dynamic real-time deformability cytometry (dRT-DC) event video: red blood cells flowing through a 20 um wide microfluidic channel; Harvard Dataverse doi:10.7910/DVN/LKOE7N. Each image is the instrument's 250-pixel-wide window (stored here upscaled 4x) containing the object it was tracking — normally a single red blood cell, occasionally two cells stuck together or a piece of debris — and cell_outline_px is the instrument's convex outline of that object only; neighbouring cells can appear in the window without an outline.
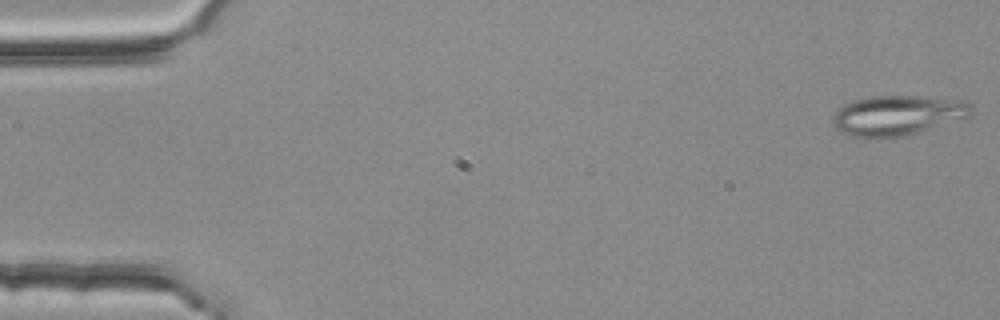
{"species": "common noctule bat (a hibernating species)", "species_latin": "Nyctalus noctula", "temperature_condition": "room temperature", "stored_images_in_passage": 4, "camera_frame_rate_fps": 3000, "um_per_image_px": 0.085, "animal": {"sex": "female", "body_mass_g": 25.1}, "frame": {"image": 1, "passage_image": 1, "time_ms": 0.0, "image_size_px": [1000, 320], "cell_outline_px": [[972, 116], [964, 120], [904, 136], [876, 140], [868, 140], [852, 136], [840, 132], [832, 124], [832, 116], [844, 104], [856, 100], [872, 96], [916, 96], [968, 100], [972, 104]], "centroid_in_image_um": [76.34, 9.84], "position_along_channel_um": 8.7, "area_um2": 33.29}}